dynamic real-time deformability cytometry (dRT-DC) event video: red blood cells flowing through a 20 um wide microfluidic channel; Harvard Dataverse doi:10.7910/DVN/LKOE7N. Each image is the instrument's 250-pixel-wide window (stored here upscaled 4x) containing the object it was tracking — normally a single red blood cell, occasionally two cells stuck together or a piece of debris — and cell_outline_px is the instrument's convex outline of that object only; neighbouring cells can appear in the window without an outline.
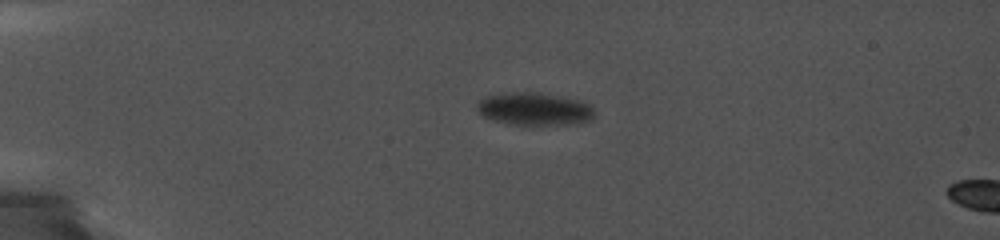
{"species": "common noctule bat (a hibernating species)", "species_latin": "Nyctalus noctula", "temperature_condition": "cold", "stored_images_in_passage": 9, "camera_frame_rate_fps": 5000, "um_per_image_px": 0.085, "animal": {"sex": "female", "body_mass_g": 19.0, "forearm_length_mm": 56.7}, "frame": {"image": 1, "passage_image": 6, "time_ms": 3.6, "image_size_px": [1000, 240], "cell_outline_px": [[592, 116], [588, 120], [548, 124], [516, 124], [484, 116], [480, 112], [476, 104], [480, 100], [488, 96], [508, 92], [540, 92], [576, 100], [588, 104], [592, 108]], "centroid_in_image_um": [45.36, 9.22], "position_along_channel_um": 39.6, "area_um2": 21.15}}